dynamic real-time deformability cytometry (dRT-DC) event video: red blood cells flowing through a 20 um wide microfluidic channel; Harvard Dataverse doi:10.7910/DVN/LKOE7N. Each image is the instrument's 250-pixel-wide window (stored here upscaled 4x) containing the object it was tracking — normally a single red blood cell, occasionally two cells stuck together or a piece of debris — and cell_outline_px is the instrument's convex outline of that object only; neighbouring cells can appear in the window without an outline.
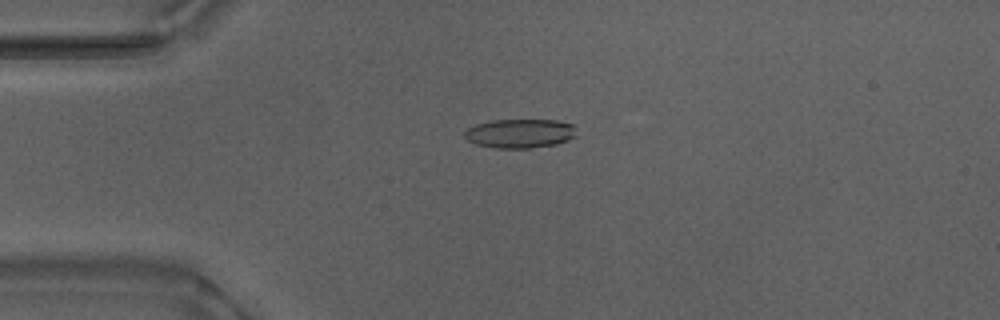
{"species": "Egyptian fruit bat (a non-hibernating species)", "species_latin": "Rousettus aegyptiacus", "temperature_condition": "warm", "stored_images_in_passage": 53, "camera_frame_rate_fps": 3000, "um_per_image_px": 0.085, "animal": {"sex": "male"}, "frame": {"image": 1, "passage_image": 13, "time_ms": 4.0, "image_size_px": [1000, 320], "cell_outline_px": [[576, 136], [568, 140], [556, 144], [532, 148], [496, 148], [476, 144], [468, 140], [464, 136], [464, 132], [468, 128], [476, 124], [492, 120], [556, 120], [572, 124]], "centroid_in_image_um": [44.18, 11.34], "position_along_channel_um": 40.8, "area_um2": 18.9}}
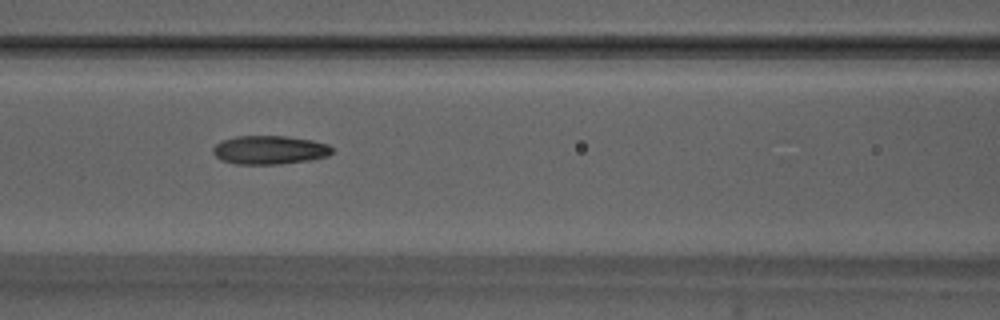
{"frame": {"image": 2, "passage_image": 23, "time_ms": 7.333, "image_size_px": [1000, 320], "cell_outline_px": [[332, 152], [328, 156], [312, 160], [280, 164], [236, 164], [220, 160], [212, 152], [212, 148], [220, 140], [236, 136], [284, 136], [312, 140], [328, 144], [332, 148]], "centroid_in_image_um": [22.89, 12.75], "position_along_channel_um": 143.7, "area_um2": 20.06}}
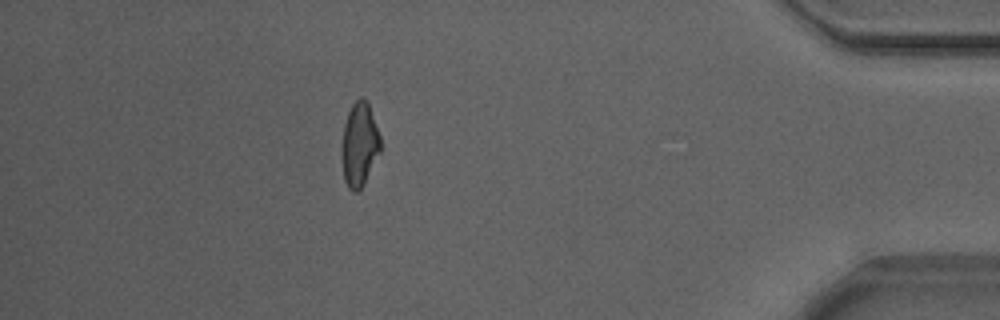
{"frame": {"image": 3, "passage_image": 47, "time_ms": 15.333, "image_size_px": [1000, 320], "cell_outline_px": [[380, 152], [364, 184], [356, 192], [352, 192], [348, 188], [344, 180], [340, 148], [344, 124], [348, 112], [352, 104], [360, 96], [364, 96], [368, 104], [380, 136]], "centroid_in_image_um": [30.52, 12.29], "position_along_channel_um": 404.7, "area_um2": 19.07}, "authors_computed_cell_mechanics": {"area_um2": 19.5364, "velocity_mm_per_s": 3.88, "shape_relaxation_time_tau1_ms": 4.3509, "shape_relaxation_time_tau2_ms": 2.1691, "deformation_change_tau1": 0.1732, "deformation_change_tau2": 0.1021}}